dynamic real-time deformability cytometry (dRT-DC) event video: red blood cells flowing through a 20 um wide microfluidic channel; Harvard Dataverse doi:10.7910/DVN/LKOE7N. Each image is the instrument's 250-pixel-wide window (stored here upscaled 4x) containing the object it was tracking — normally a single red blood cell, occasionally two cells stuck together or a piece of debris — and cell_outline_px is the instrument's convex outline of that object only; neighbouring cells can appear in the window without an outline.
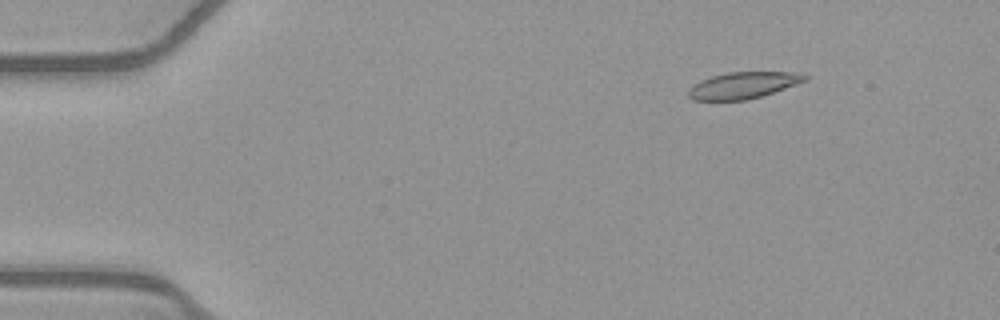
{"species": "common noctule bat (a hibernating species)", "species_latin": "Nyctalus noctula", "temperature_condition": "warm", "stored_images_in_passage": 47, "camera_frame_rate_fps": 3000, "um_per_image_px": 0.085, "animal": {"sex": "female", "body_mass_g": 21.9}, "frame": {"image": 1, "passage_image": 1, "time_ms": 0.0, "image_size_px": [1000, 320], "cell_outline_px": [[808, 80], [748, 100], [692, 100], [688, 96], [688, 88], [700, 80], [712, 76], [728, 72], [800, 72], [808, 76]], "centroid_in_image_um": [63.15, 7.24], "position_along_channel_um": 21.8, "area_um2": 17.98}}
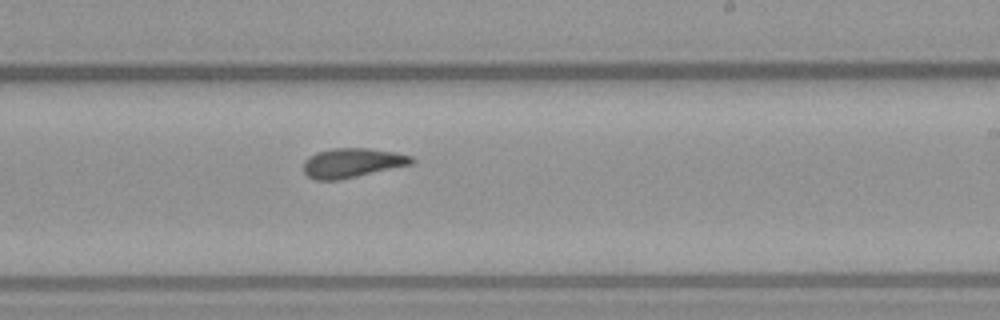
{"frame": {"image": 2, "passage_image": 26, "time_ms": 8.333, "image_size_px": [1000, 320], "cell_outline_px": [[416, 160], [412, 164], [340, 180], [316, 180], [308, 176], [304, 172], [304, 160], [308, 156], [316, 152], [332, 148], [368, 148], [396, 152], [412, 156]], "centroid_in_image_um": [29.94, 13.84], "position_along_channel_um": 259.1, "area_um2": 18.67}}
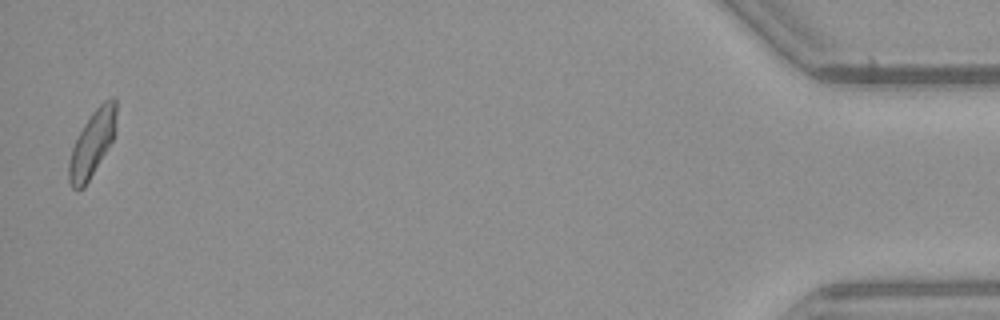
{"frame": {"image": 3, "passage_image": 46, "time_ms": 15.0, "image_size_px": [1000, 320], "cell_outline_px": [[116, 112], [112, 140], [84, 188], [76, 192], [72, 188], [68, 180], [68, 164], [72, 148], [84, 124], [92, 112], [104, 100], [112, 96], [116, 96]], "centroid_in_image_um": [7.81, 12.22], "position_along_channel_um": 427.4, "area_um2": 17.86}, "authors_computed_cell_mechanics": {"area_um2": 18.6694, "velocity_mm_per_s": 3.9304, "shape_relaxation_time_tau1_ms": 5.5919, "shape_relaxation_time_tau2_ms": 3.3895, "deformation_change_tau1": 0.1695, "deformation_change_tau2": 0.07}}